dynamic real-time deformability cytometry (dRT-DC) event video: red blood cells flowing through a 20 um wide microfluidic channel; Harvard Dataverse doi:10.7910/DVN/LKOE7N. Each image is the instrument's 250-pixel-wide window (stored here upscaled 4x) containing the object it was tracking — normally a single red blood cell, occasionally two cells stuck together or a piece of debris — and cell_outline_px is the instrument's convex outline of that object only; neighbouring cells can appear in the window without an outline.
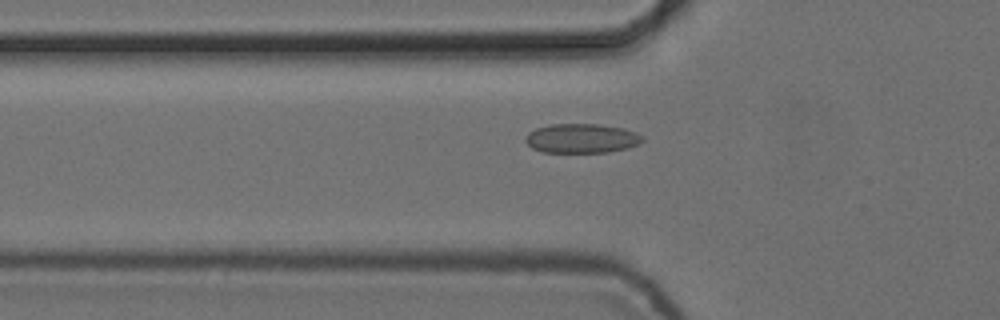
{"species": "common noctule bat (a hibernating species)", "species_latin": "Nyctalus noctula", "temperature_condition": "cold", "stored_images_in_passage": 55, "camera_frame_rate_fps": 3000, "um_per_image_px": 0.085, "animal": {"sex": "female", "body_mass_g": 24.6, "forearm_length_mm": 56.2}, "frame": {"image": 1, "passage_image": 19, "time_ms": 6.0, "image_size_px": [1000, 320], "cell_outline_px": [[644, 140], [640, 144], [628, 148], [608, 152], [544, 152], [532, 148], [524, 140], [524, 136], [528, 132], [536, 128], [552, 124], [600, 124], [624, 128], [636, 132], [644, 136]], "centroid_in_image_um": [49.46, 11.75], "position_along_channel_um": 76.3, "area_um2": 20.23}}
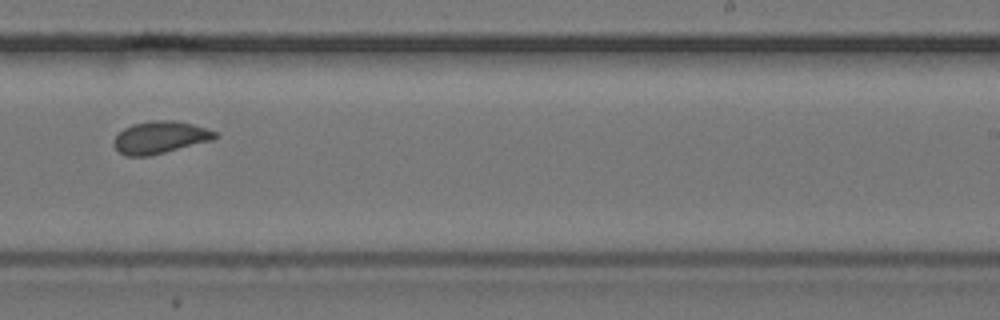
{"frame": {"image": 2, "passage_image": 35, "time_ms": 11.333, "image_size_px": [1000, 320], "cell_outline_px": [[220, 136], [212, 140], [148, 156], [124, 156], [112, 144], [112, 140], [124, 128], [132, 124], [152, 120], [176, 120], [192, 124], [216, 132]], "centroid_in_image_um": [13.58, 11.67], "position_along_channel_um": 275.4, "area_um2": 18.96}}
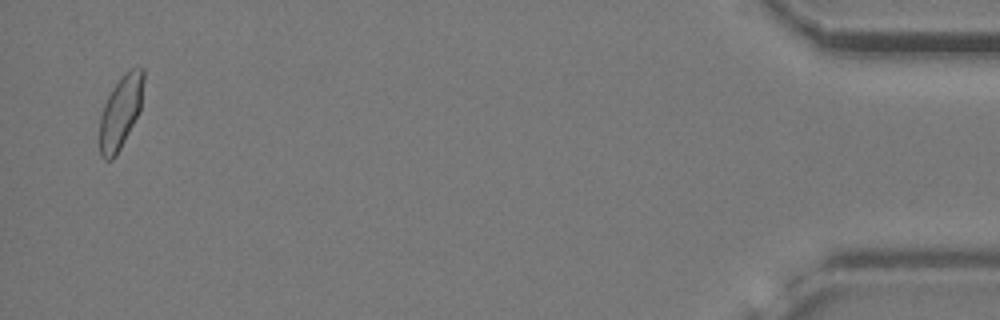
{"frame": {"image": 3, "passage_image": 54, "time_ms": 17.667, "image_size_px": [1000, 320], "cell_outline_px": [[144, 80], [140, 112], [116, 156], [112, 160], [104, 160], [100, 156], [100, 116], [104, 104], [112, 88], [120, 76], [124, 72], [132, 68], [144, 68]], "centroid_in_image_um": [10.25, 9.51], "position_along_channel_um": 424.9, "area_um2": 18.84}, "authors_computed_cell_mechanics": {"area_um2": 18.9584, "velocity_mm_per_s": 3.7231, "shape_relaxation_time_tau1_ms": null, "shape_relaxation_time_tau2_ms": 0.8767, "deformation_change_tau1": null, "deformation_change_tau2": 0.0598}}